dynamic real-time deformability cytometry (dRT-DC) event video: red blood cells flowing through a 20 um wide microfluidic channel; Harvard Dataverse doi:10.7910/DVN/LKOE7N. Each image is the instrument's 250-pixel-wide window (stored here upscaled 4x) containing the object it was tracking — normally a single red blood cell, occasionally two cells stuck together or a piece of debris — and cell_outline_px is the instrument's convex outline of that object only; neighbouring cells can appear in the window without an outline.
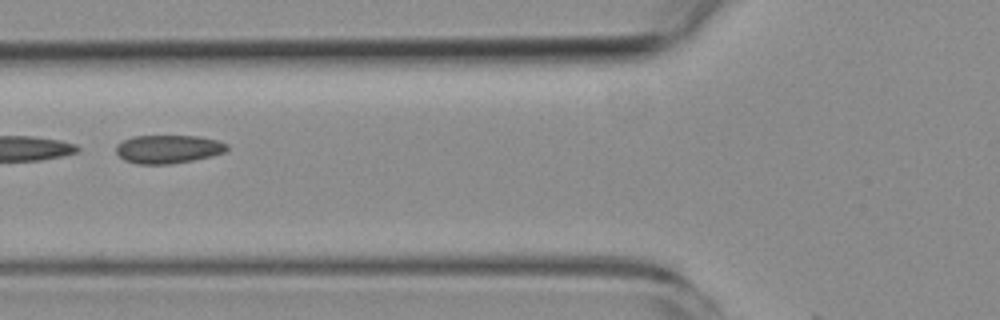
{"species": "common noctule bat (a hibernating species)", "species_latin": "Nyctalus noctula", "temperature_condition": "room temperature", "stored_images_in_passage": 4, "camera_frame_rate_fps": 3000, "um_per_image_px": 0.085, "animal": {"sex": "female", "body_mass_g": 19.3, "forearm_length_mm": 54.1}, "frame": {"image": 1, "passage_image": 4, "time_ms": 3.333, "image_size_px": [1000, 320], "cell_outline_px": [[228, 148], [224, 152], [212, 156], [172, 164], [136, 164], [124, 160], [116, 152], [116, 144], [132, 136], [200, 136], [216, 140], [228, 144]], "centroid_in_image_um": [14.28, 12.67], "position_along_channel_um": 111.5, "area_um2": 18.38}}